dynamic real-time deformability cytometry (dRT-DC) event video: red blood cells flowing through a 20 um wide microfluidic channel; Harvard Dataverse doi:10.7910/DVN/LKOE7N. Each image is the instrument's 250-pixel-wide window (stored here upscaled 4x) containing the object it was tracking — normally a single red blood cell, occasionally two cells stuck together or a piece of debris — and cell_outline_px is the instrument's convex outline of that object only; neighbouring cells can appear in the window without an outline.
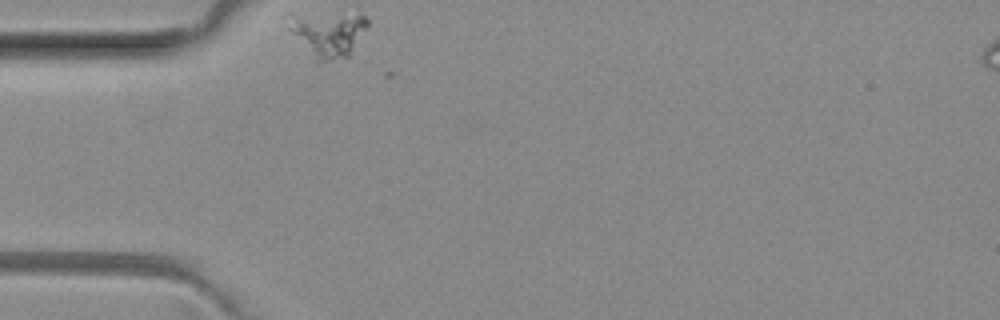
{"species": "common noctule bat (a hibernating species)", "species_latin": "Nyctalus noctula", "temperature_condition": "room temperature", "stored_images_in_passage": 12, "camera_frame_rate_fps": 3000, "um_per_image_px": 0.085, "animal": {"sex": "female", "body_mass_g": 29.2, "forearm_length_mm": 56.3}, "frame": {"image": 1, "passage_image": 1, "time_ms": 0.0, "image_size_px": [1000, 320], "cell_outline_px": [[368, 24], [352, 56], [328, 60], [316, 60], [288, 28], [296, 16], [364, 16], [368, 20]], "centroid_in_image_um": [27.99, 2.97], "position_along_channel_um": 57.0, "area_um2": 19.13}}
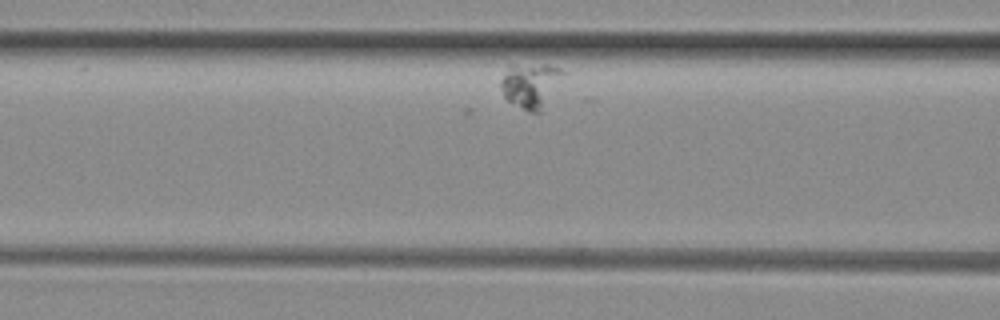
{"frame": {"image": 2, "passage_image": 8, "time_ms": 2.333, "image_size_px": [1000, 320], "cell_outline_px": [[568, 72], [540, 112], [528, 112], [508, 100], [504, 96], [500, 84], [500, 80], [508, 64], [544, 64], [560, 68]], "centroid_in_image_um": [45.12, 7.2], "position_along_channel_um": 121.5, "area_um2": 16.59}}
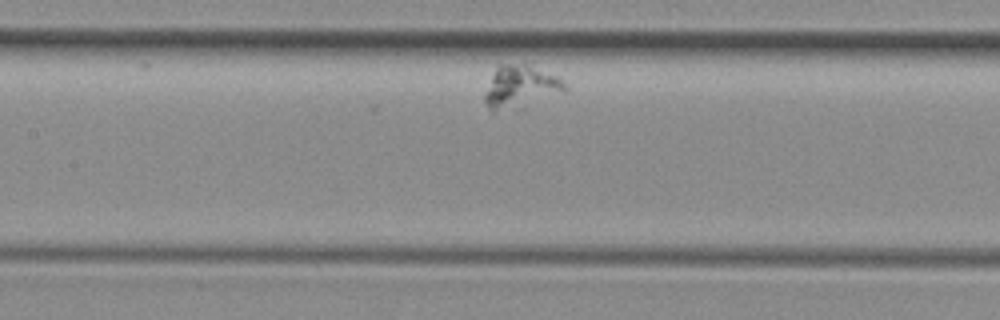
{"frame": {"image": 3, "passage_image": 12, "time_ms": 3.667, "image_size_px": [1000, 320], "cell_outline_px": [[568, 88], [492, 112], [488, 108], [484, 100], [484, 96], [496, 64], [524, 60], [556, 76]], "centroid_in_image_um": [44.12, 7.2], "position_along_channel_um": 163.3, "area_um2": 18.79}}